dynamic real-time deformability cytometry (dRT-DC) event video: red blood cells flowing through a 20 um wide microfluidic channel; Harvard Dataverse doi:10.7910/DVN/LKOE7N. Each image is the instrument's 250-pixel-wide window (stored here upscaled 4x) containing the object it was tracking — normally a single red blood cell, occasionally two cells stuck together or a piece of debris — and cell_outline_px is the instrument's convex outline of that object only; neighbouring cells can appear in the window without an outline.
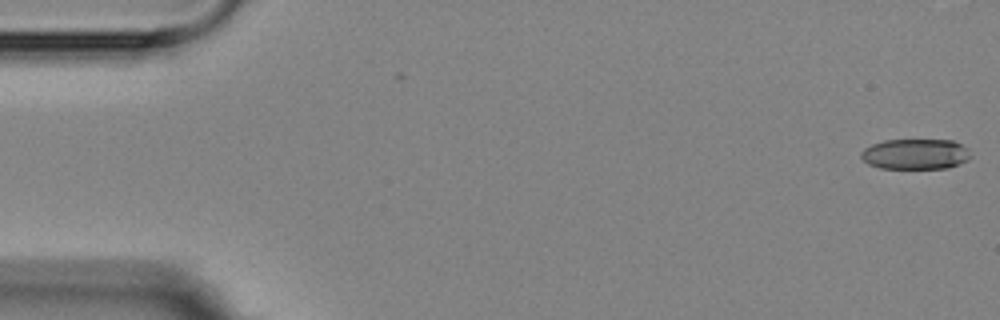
{"species": "Egyptian fruit bat (a non-hibernating species)", "species_latin": "Rousettus aegyptiacus", "temperature_condition": "room temperature", "stored_images_in_passage": 2, "camera_frame_rate_fps": 3000, "um_per_image_px": 0.085, "animal": {"sex": "female"}, "frame": {"image": 1, "passage_image": 2, "time_ms": 1.333, "image_size_px": [1000, 320], "cell_outline_px": [[972, 156], [968, 160], [960, 164], [948, 168], [880, 168], [868, 164], [860, 156], [860, 152], [864, 148], [872, 144], [884, 140], [952, 140], [968, 148]], "centroid_in_image_um": [77.82, 13.1], "position_along_channel_um": 7.2, "area_um2": 19.59}}